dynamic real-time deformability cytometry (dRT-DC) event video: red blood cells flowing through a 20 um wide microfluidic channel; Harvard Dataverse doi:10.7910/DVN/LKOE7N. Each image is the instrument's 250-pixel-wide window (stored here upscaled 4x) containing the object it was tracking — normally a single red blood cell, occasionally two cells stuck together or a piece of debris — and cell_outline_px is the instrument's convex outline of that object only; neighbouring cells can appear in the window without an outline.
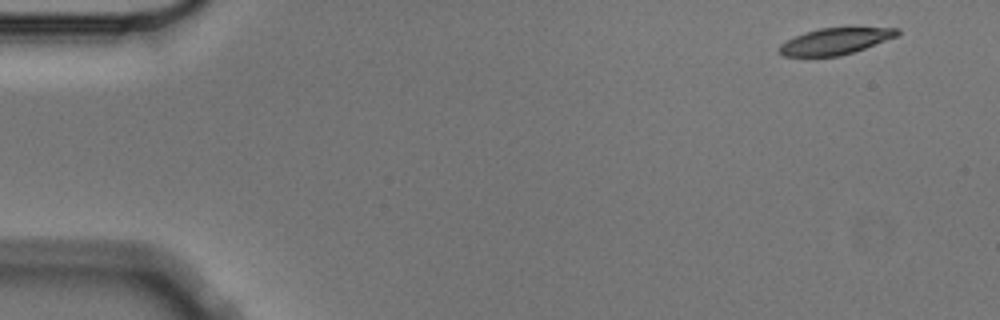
{"species": "Egyptian fruit bat (a non-hibernating species)", "species_latin": "Rousettus aegyptiacus", "temperature_condition": "cold", "stored_images_in_passage": 5, "camera_frame_rate_fps": 3000, "um_per_image_px": 0.085, "animal": {"sex": "male"}, "frame": {"image": 1, "passage_image": 1, "time_ms": 0.0, "image_size_px": [1000, 320], "cell_outline_px": [[900, 32], [896, 36], [864, 48], [840, 56], [784, 56], [776, 48], [780, 44], [804, 32], [820, 28], [852, 24], [900, 28]], "centroid_in_image_um": [71.07, 3.43], "position_along_channel_um": 13.9, "area_um2": 18.96}}
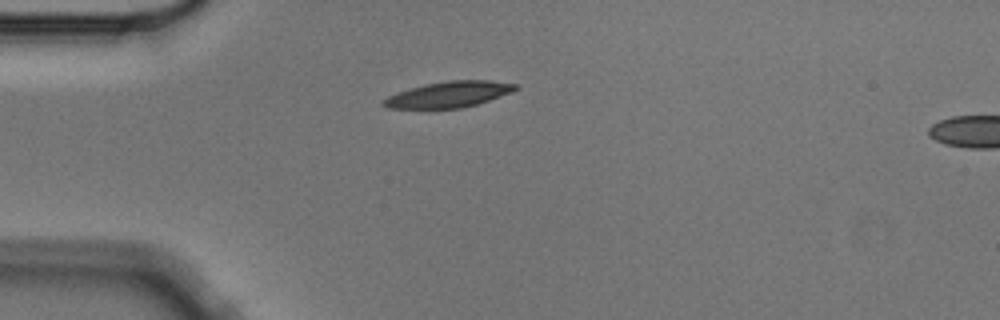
{"frame": {"image": 2, "passage_image": 4, "time_ms": 1.0, "image_size_px": [1000, 320], "cell_outline_px": [[520, 88], [512, 92], [476, 104], [460, 108], [388, 108], [380, 104], [380, 100], [396, 92], [424, 84], [448, 80], [488, 80], [520, 84]], "centroid_in_image_um": [38.14, 8.01], "position_along_channel_um": 46.9, "area_um2": 20.06}}